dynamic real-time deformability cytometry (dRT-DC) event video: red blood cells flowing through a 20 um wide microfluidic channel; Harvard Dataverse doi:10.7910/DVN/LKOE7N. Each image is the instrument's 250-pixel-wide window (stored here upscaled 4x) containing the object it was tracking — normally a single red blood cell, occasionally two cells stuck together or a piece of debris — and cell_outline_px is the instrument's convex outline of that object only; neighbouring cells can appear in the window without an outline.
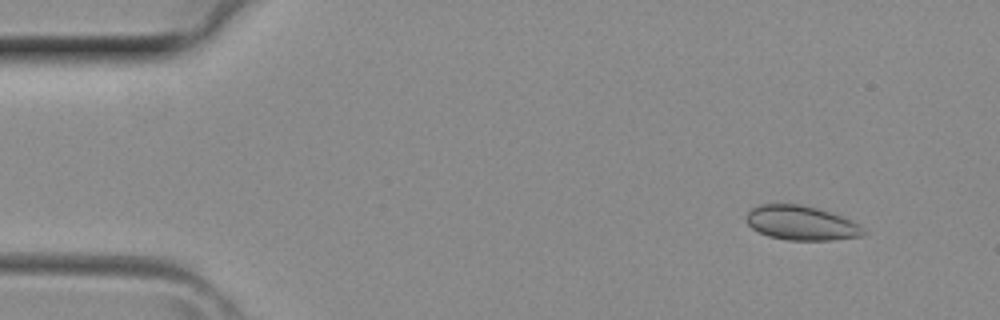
{"species": "common noctule bat (a hibernating species)", "species_latin": "Nyctalus noctula", "temperature_condition": "room temperature", "stored_images_in_passage": 3, "camera_frame_rate_fps": 3000, "um_per_image_px": 0.085, "animal": {"sex": "female", "body_mass_g": 29.2, "forearm_length_mm": 56.3}, "frame": {"image": 1, "passage_image": 1, "time_ms": 0.0, "image_size_px": [1000, 320], "cell_outline_px": [[868, 232], [864, 236], [832, 240], [788, 240], [768, 236], [752, 228], [744, 220], [748, 212], [752, 208], [760, 204], [800, 204], [816, 208], [852, 220], [864, 228]], "centroid_in_image_um": [68.12, 18.96], "position_along_channel_um": 16.9, "area_um2": 23.52}}
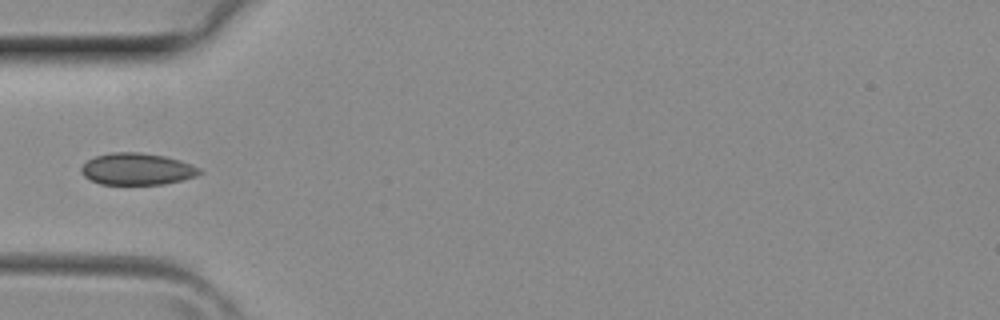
{"frame": {"image": 2, "passage_image": 3, "time_ms": 0.667, "image_size_px": [1000, 320], "cell_outline_px": [[204, 172], [196, 176], [164, 184], [100, 184], [84, 176], [80, 172], [80, 168], [88, 160], [96, 156], [112, 152], [140, 152], [164, 156], [180, 160], [192, 164], [200, 168]], "centroid_in_image_um": [11.66, 14.36], "position_along_channel_um": 73.3, "area_um2": 21.91}}